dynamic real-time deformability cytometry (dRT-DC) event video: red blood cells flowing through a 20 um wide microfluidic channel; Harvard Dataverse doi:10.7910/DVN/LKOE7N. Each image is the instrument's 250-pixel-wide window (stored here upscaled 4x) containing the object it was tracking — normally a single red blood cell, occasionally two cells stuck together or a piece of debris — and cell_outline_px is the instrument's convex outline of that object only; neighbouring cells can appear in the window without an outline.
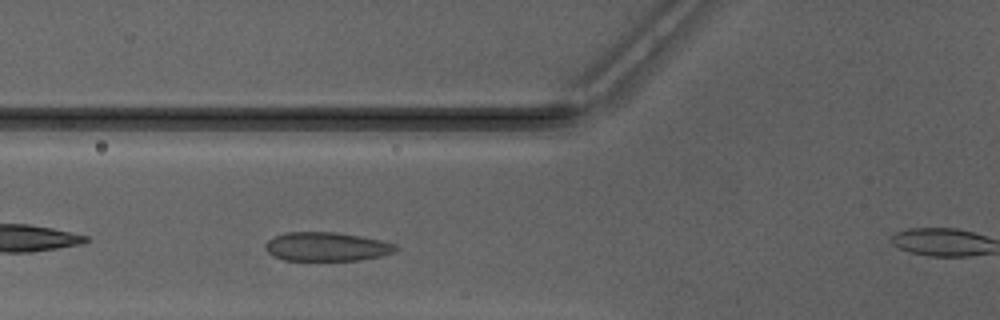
{"species": "Egyptian fruit bat (a non-hibernating species)", "species_latin": "Rousettus aegyptiacus", "temperature_condition": "warm", "stored_images_in_passage": 34, "camera_frame_rate_fps": 3000, "um_per_image_px": 0.085, "animal": {"sex": "male"}, "frame": {"image": 1, "passage_image": 9, "time_ms": 2.667, "image_size_px": [1000, 320], "cell_outline_px": [[400, 248], [396, 252], [380, 256], [360, 260], [284, 260], [272, 256], [264, 248], [264, 244], [268, 240], [276, 236], [288, 232], [336, 232], [360, 236], [380, 240], [396, 244]], "centroid_in_image_um": [27.78, 20.97], "position_along_channel_um": 98.0, "area_um2": 22.02}}
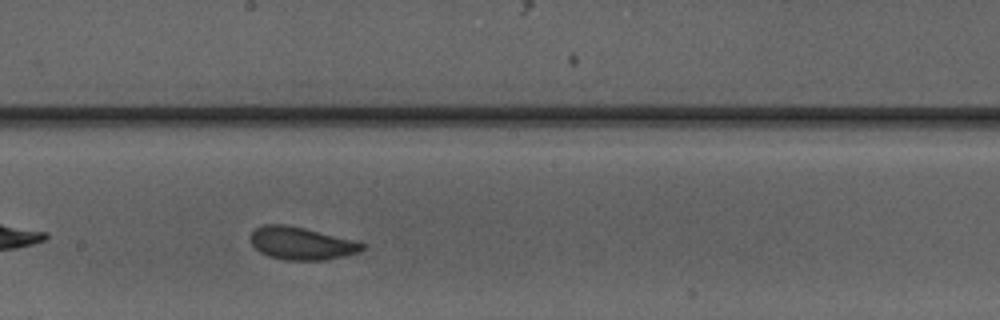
{"frame": {"image": 2, "passage_image": 18, "time_ms": 5.667, "image_size_px": [1000, 320], "cell_outline_px": [[368, 244], [360, 252], [344, 256], [324, 260], [284, 260], [268, 256], [260, 252], [252, 244], [248, 236], [256, 228], [264, 224], [284, 224], [304, 228], [356, 240]], "centroid_in_image_um": [25.64, 20.68], "position_along_channel_um": 222.6, "area_um2": 21.5}}
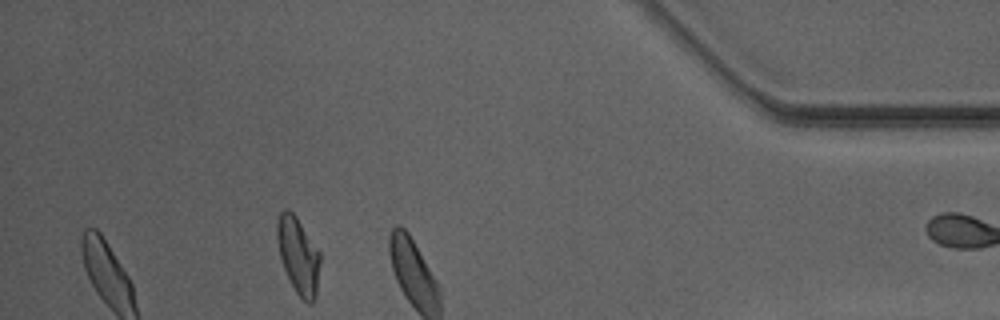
{"frame": {"image": 3, "passage_image": 33, "time_ms": 10.667, "image_size_px": [1000, 320], "cell_outline_px": [[320, 264], [316, 296], [312, 304], [308, 304], [296, 292], [284, 268], [280, 256], [276, 236], [276, 224], [280, 212], [284, 208], [288, 208], [296, 216], [320, 252]], "centroid_in_image_um": [25.35, 21.69], "position_along_channel_um": 409.8, "area_um2": 19.13}, "authors_computed_cell_mechanics": {"area_um2": 21.2415, "velocity_mm_per_s": 4.1517, "shape_relaxation_time_tau1_ms": 4.604, "shape_relaxation_time_tau2_ms": 1.07, "deformation_change_tau1": 0.1317, "deformation_change_tau2": 0.0533}}